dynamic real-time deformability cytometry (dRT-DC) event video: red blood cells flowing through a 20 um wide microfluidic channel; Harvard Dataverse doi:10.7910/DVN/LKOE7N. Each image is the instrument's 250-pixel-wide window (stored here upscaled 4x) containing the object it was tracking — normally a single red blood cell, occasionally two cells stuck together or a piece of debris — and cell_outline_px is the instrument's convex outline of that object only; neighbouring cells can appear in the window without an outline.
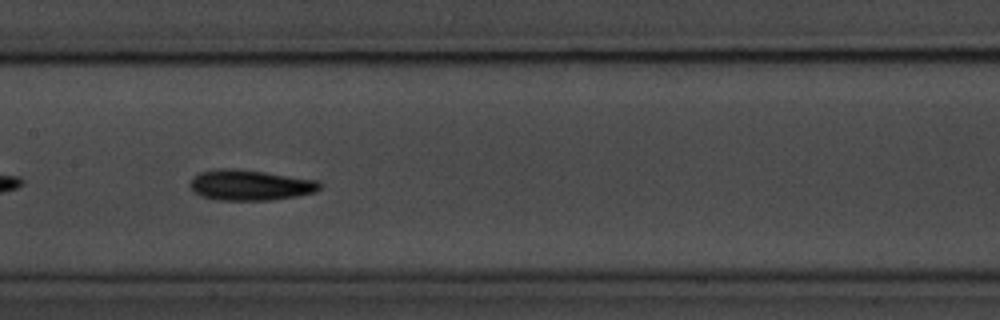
{"species": "common noctule bat (a hibernating species)", "species_latin": "Nyctalus noctula", "temperature_condition": "room temperature", "stored_images_in_passage": 40, "camera_frame_rate_fps": 3000, "um_per_image_px": 0.085, "animal": {"sex": "male", "body_mass_g": 20.1, "forearm_length_mm": 53.5}, "frame": {"image": 1, "passage_image": 12, "time_ms": 3.667, "image_size_px": [1000, 320], "cell_outline_px": [[324, 184], [316, 192], [300, 196], [272, 200], [216, 200], [200, 196], [192, 192], [188, 184], [192, 176], [200, 172], [220, 168], [232, 168], [264, 172], [320, 180]], "centroid_in_image_um": [21.26, 15.74], "position_along_channel_um": 186.1, "area_um2": 23.64}}
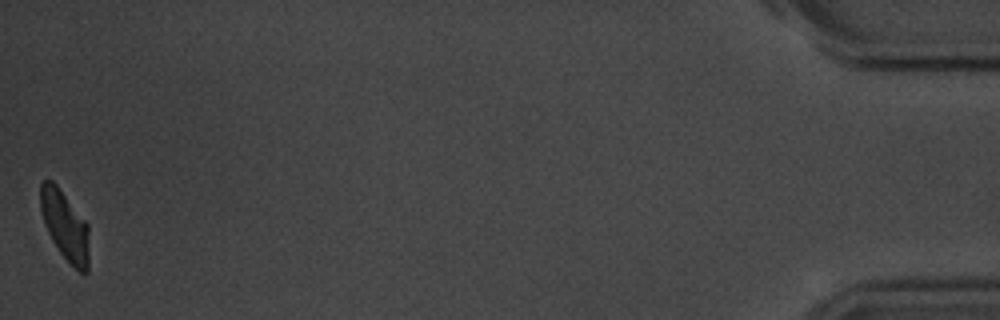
{"frame": {"image": 2, "passage_image": 40, "time_ms": 13.0, "image_size_px": [1000, 320], "cell_outline_px": [[88, 272], [80, 272], [60, 252], [52, 240], [44, 224], [40, 208], [40, 184], [44, 180], [52, 180], [56, 184], [88, 224]], "centroid_in_image_um": [5.5, 19.14], "position_along_channel_um": 429.7, "area_um2": 19.36}, "authors_computed_cell_mechanics": {"area_um2": 21.4438, "velocity_mm_per_s": 3.6342, "shape_relaxation_time_tau1_ms": 3.6336, "shape_relaxation_time_tau2_ms": 5.4868, "deformation_change_tau1": 0.1476, "deformation_change_tau2": 0.1325}}